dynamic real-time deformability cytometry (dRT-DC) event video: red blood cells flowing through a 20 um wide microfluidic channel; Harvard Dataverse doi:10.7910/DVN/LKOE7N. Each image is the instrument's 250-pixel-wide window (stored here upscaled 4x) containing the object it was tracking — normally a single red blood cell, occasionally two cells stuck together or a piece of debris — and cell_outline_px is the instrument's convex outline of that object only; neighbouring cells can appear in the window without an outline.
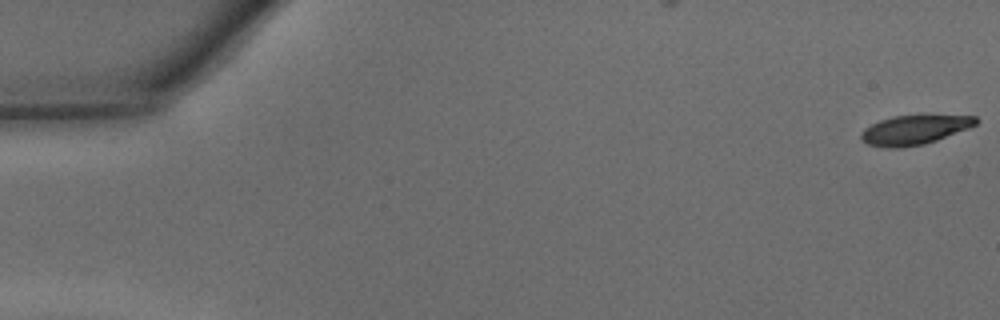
{"species": "common noctule bat (a hibernating species)", "species_latin": "Nyctalus noctula", "temperature_condition": "warm", "stored_images_in_passage": 46, "camera_frame_rate_fps": 3000, "um_per_image_px": 0.085, "animal": {"sex": "male", "body_mass_g": 15.6}, "frame": {"image": 1, "passage_image": 1, "time_ms": 0.0, "image_size_px": [1000, 320], "cell_outline_px": [[980, 120], [976, 124], [968, 128], [936, 140], [924, 144], [900, 148], [896, 148], [868, 144], [860, 136], [860, 132], [864, 128], [880, 120], [892, 116], [976, 116]], "centroid_in_image_um": [77.71, 11.04], "position_along_channel_um": 7.3, "area_um2": 19.19}}
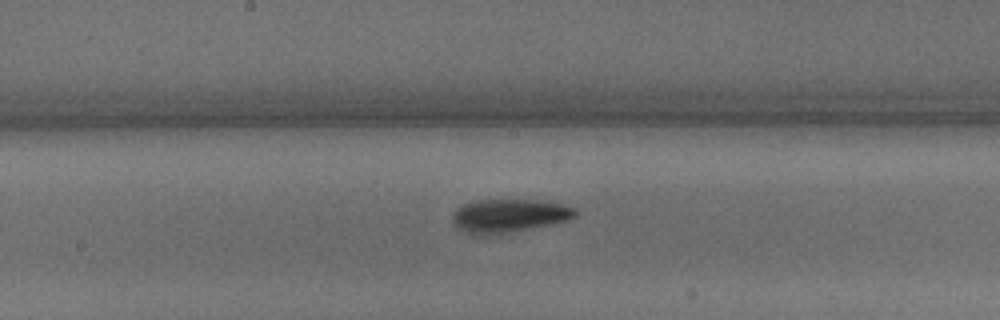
{"frame": {"image": 2, "passage_image": 25, "time_ms": 8.0, "image_size_px": [1000, 320], "cell_outline_px": [[576, 216], [564, 220], [548, 224], [512, 232], [488, 236], [472, 236], [456, 228], [452, 220], [452, 216], [456, 208], [464, 204], [476, 200], [548, 200], [572, 208], [576, 212]], "centroid_in_image_um": [43.15, 18.35], "position_along_channel_um": 205.0, "area_um2": 23.99}}
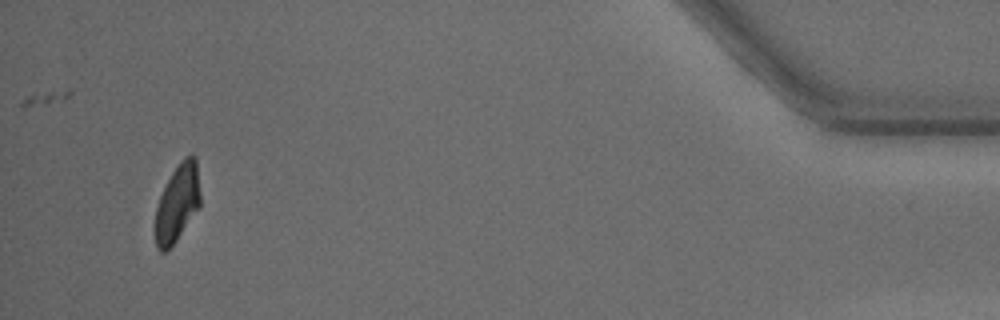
{"frame": {"image": 3, "passage_image": 45, "time_ms": 14.667, "image_size_px": [1000, 320], "cell_outline_px": [[200, 208], [176, 240], [164, 252], [160, 252], [156, 248], [156, 208], [160, 196], [172, 172], [180, 160], [184, 156], [192, 152], [196, 156], [200, 196]], "centroid_in_image_um": [15.11, 17.21], "position_along_channel_um": 420.1, "area_um2": 20.29}}